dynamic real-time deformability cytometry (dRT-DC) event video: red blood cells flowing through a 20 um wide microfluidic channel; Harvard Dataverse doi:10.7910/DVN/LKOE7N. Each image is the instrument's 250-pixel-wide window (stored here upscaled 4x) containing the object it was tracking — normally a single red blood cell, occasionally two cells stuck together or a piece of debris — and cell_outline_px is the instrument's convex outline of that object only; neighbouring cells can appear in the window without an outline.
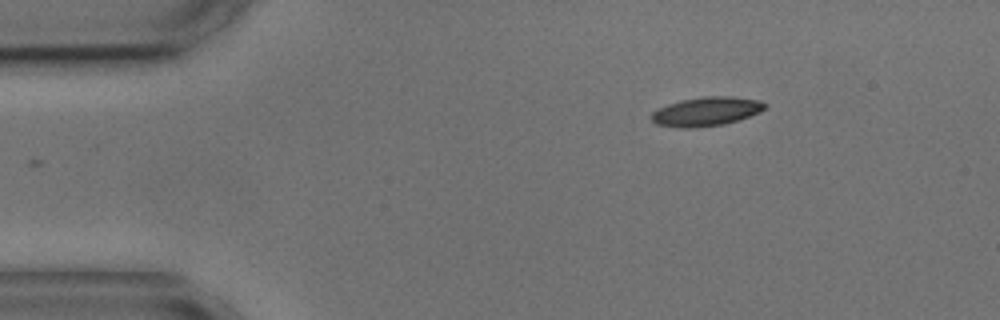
{"species": "common noctule bat (a hibernating species)", "species_latin": "Nyctalus noctula", "temperature_condition": "cold", "stored_images_in_passage": 3, "camera_frame_rate_fps": 3000, "um_per_image_px": 0.085, "animal": {"sex": "male", "body_mass_g": 17.9, "forearm_length_mm": 54.2}, "frame": {"image": 1, "passage_image": 3, "time_ms": 2.667, "image_size_px": [1000, 320], "cell_outline_px": [[768, 104], [760, 112], [724, 124], [696, 128], [680, 128], [656, 124], [652, 120], [652, 112], [656, 108], [668, 104], [684, 100], [704, 96], [732, 96], [760, 100]], "centroid_in_image_um": [60.03, 9.47], "position_along_channel_um": 25.0, "area_um2": 19.13}}